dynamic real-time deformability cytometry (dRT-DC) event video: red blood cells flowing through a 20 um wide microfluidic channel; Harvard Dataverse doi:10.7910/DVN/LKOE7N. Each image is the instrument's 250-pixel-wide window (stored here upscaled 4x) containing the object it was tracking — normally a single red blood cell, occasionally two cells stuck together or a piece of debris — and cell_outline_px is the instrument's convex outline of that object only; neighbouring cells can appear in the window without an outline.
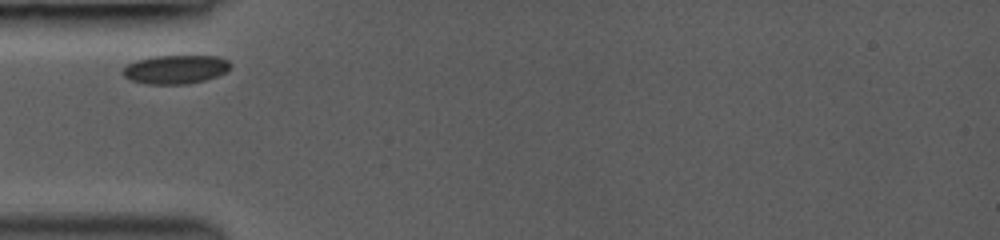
{"species": "common noctule bat (a hibernating species)", "species_latin": "Nyctalus noctula", "temperature_condition": "room temperature", "stored_images_in_passage": 2, "camera_frame_rate_fps": 3000, "um_per_image_px": 0.085, "animal": {"sex": "female", "body_mass_g": 19.0, "forearm_length_mm": 53.3}, "frame": {"image": 1, "passage_image": 1, "time_ms": 0.0, "image_size_px": [1000, 240], "cell_outline_px": [[232, 64], [224, 72], [216, 76], [204, 80], [188, 84], [144, 84], [128, 80], [120, 72], [128, 64], [136, 60], [152, 56], [216, 56], [228, 60]], "centroid_in_image_um": [14.86, 5.9], "position_along_channel_um": 70.1, "area_um2": 18.09}}